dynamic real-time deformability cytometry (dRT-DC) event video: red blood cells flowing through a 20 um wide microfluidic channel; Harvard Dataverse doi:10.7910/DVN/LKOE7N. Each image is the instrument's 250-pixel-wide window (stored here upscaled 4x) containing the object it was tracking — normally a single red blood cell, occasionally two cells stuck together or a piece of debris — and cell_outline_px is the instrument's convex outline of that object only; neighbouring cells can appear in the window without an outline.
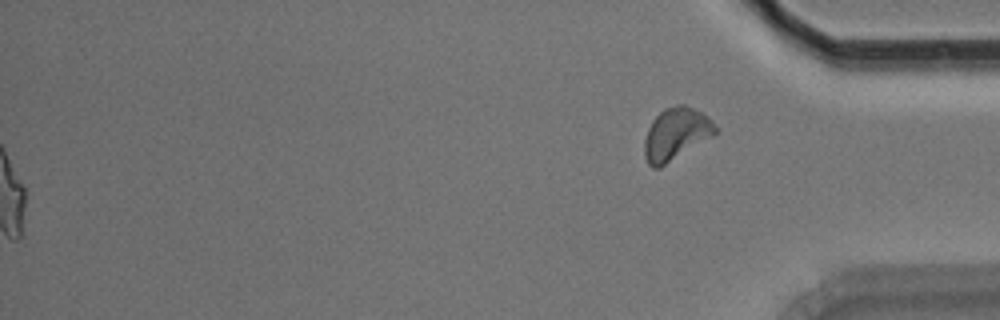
{"species": "Egyptian fruit bat (a non-hibernating species)", "species_latin": "Rousettus aegyptiacus", "temperature_condition": "room temperature", "stored_images_in_passage": 54, "segment_of_instrument_passage": [2, 2], "camera_frame_rate_fps": 3000, "um_per_image_px": 0.085, "animal": {"sex": "male"}, "frame": {"image": 1, "passage_image": 54, "time_ms": 17.667, "image_size_px": [1000, 320], "cell_outline_px": [[720, 132], [660, 168], [652, 168], [648, 164], [644, 156], [644, 140], [648, 128], [652, 120], [664, 108], [676, 104], [684, 104], [700, 112], [712, 120]], "centroid_in_image_um": [57.46, 11.4], "position_along_channel_um": 377.7, "area_um2": 21.79}}